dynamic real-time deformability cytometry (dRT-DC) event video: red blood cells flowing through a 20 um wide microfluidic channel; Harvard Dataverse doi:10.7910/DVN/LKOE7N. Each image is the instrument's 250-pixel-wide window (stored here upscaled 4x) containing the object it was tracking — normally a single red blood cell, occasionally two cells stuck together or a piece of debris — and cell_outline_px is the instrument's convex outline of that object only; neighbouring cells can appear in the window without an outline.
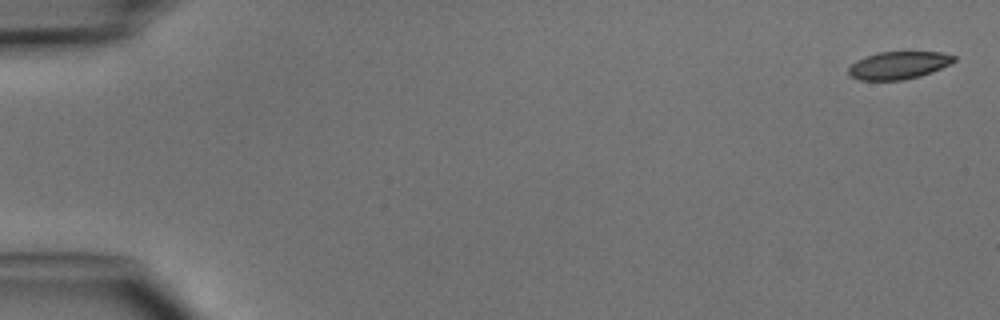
{"species": "common noctule bat (a hibernating species)", "species_latin": "Nyctalus noctula", "temperature_condition": "cold", "stored_images_in_passage": 4, "camera_frame_rate_fps": 3000, "um_per_image_px": 0.085, "animal": {"sex": "male", "body_mass_g": 15.6}, "frame": {"image": 1, "passage_image": 1, "time_ms": 0.0, "image_size_px": [1000, 320], "cell_outline_px": [[956, 60], [952, 64], [932, 72], [920, 76], [904, 80], [860, 80], [848, 76], [848, 68], [856, 60], [880, 52], [908, 48], [940, 52], [956, 56]], "centroid_in_image_um": [76.44, 5.5], "position_along_channel_um": 8.6, "area_um2": 17.92}}
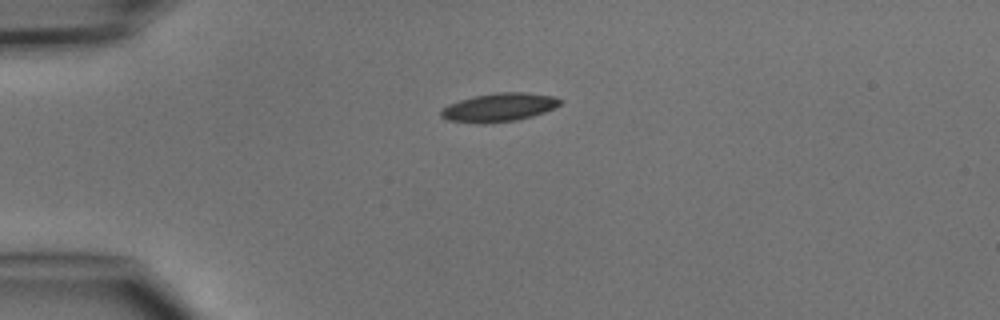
{"frame": {"image": 2, "passage_image": 4, "time_ms": 3.667, "image_size_px": [1000, 320], "cell_outline_px": [[564, 100], [560, 104], [544, 112], [532, 116], [516, 120], [488, 124], [480, 124], [448, 120], [440, 116], [440, 112], [448, 104], [472, 96], [496, 92], [524, 92], [552, 96]], "centroid_in_image_um": [42.39, 9.13], "position_along_channel_um": 42.6, "area_um2": 19.83}}